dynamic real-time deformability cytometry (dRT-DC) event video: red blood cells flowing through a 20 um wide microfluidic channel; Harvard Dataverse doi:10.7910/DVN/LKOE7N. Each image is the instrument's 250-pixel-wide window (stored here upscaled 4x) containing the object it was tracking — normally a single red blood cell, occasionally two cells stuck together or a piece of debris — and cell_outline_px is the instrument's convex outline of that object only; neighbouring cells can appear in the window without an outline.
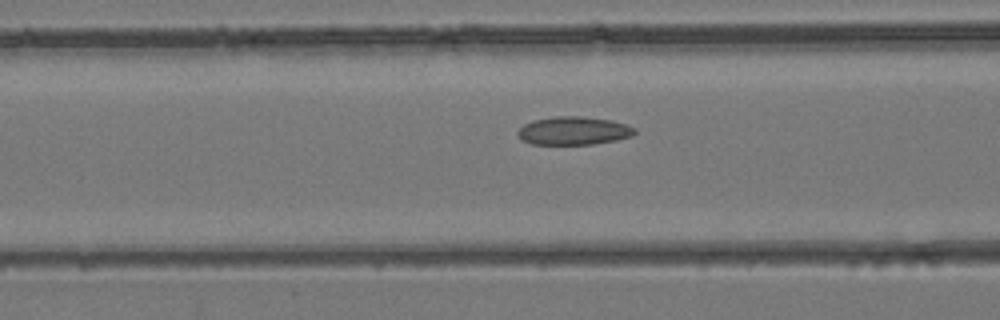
{"species": "common noctule bat (a hibernating species)", "species_latin": "Nyctalus noctula", "temperature_condition": "room temperature", "stored_images_in_passage": 32, "camera_frame_rate_fps": 3000, "um_per_image_px": 0.085, "animal": {"sex": "female", "body_mass_g": 24.6, "forearm_length_mm": 56.2}, "frame": {"image": 1, "passage_image": 6, "time_ms": 1.667, "image_size_px": [1000, 320], "cell_outline_px": [[636, 132], [632, 136], [616, 140], [592, 144], [532, 144], [520, 140], [516, 132], [524, 124], [532, 120], [552, 116], [580, 116], [612, 120], [636, 128]], "centroid_in_image_um": [48.72, 11.11], "position_along_channel_um": 117.9, "area_um2": 19.36}}
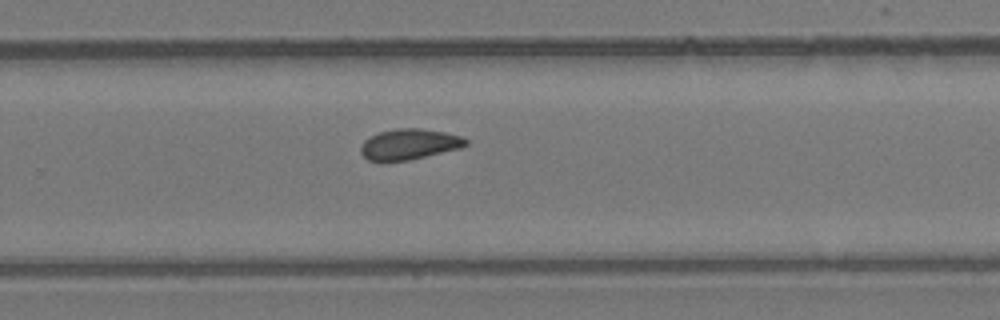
{"frame": {"image": 2, "passage_image": 17, "time_ms": 5.333, "image_size_px": [1000, 320], "cell_outline_px": [[468, 144], [460, 148], [408, 160], [368, 160], [360, 152], [360, 148], [364, 140], [380, 132], [396, 128], [420, 128], [444, 132], [460, 136], [468, 140]], "centroid_in_image_um": [34.79, 12.24], "position_along_channel_um": 295.0, "area_um2": 18.44}}
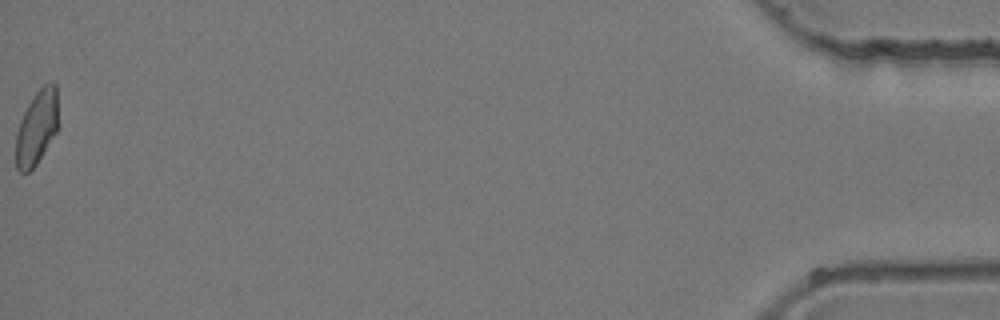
{"frame": {"image": 3, "passage_image": 32, "time_ms": 10.333, "image_size_px": [1000, 320], "cell_outline_px": [[60, 124], [56, 132], [36, 164], [28, 172], [20, 172], [16, 168], [16, 136], [20, 120], [28, 104], [36, 92], [44, 84], [52, 80], [56, 84]], "centroid_in_image_um": [3.16, 10.79], "position_along_channel_um": 432.0, "area_um2": 18.61}}